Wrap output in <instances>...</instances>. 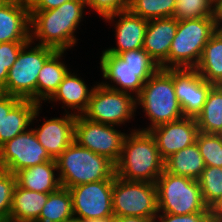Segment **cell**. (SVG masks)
<instances>
[{"label":"cell","instance_id":"obj_1","mask_svg":"<svg viewBox=\"0 0 222 222\" xmlns=\"http://www.w3.org/2000/svg\"><path fill=\"white\" fill-rule=\"evenodd\" d=\"M84 8V0H70L47 11H30V41L39 40L38 45L57 51L74 47V32L83 19Z\"/></svg>","mask_w":222,"mask_h":222},{"label":"cell","instance_id":"obj_2","mask_svg":"<svg viewBox=\"0 0 222 222\" xmlns=\"http://www.w3.org/2000/svg\"><path fill=\"white\" fill-rule=\"evenodd\" d=\"M163 171L164 160L154 137L149 131L132 129L125 136L115 175L127 181L156 183Z\"/></svg>","mask_w":222,"mask_h":222},{"label":"cell","instance_id":"obj_3","mask_svg":"<svg viewBox=\"0 0 222 222\" xmlns=\"http://www.w3.org/2000/svg\"><path fill=\"white\" fill-rule=\"evenodd\" d=\"M100 66L104 79H110L120 87L101 82L103 86L130 94L135 92V97L142 90L145 81L160 68L143 48L118 55L103 51Z\"/></svg>","mask_w":222,"mask_h":222},{"label":"cell","instance_id":"obj_4","mask_svg":"<svg viewBox=\"0 0 222 222\" xmlns=\"http://www.w3.org/2000/svg\"><path fill=\"white\" fill-rule=\"evenodd\" d=\"M61 187L114 180L115 164L73 141L56 159Z\"/></svg>","mask_w":222,"mask_h":222},{"label":"cell","instance_id":"obj_5","mask_svg":"<svg viewBox=\"0 0 222 222\" xmlns=\"http://www.w3.org/2000/svg\"><path fill=\"white\" fill-rule=\"evenodd\" d=\"M136 104L141 105L151 125L139 130L149 131L159 125L183 118V111L176 98L173 85V68H159L145 81Z\"/></svg>","mask_w":222,"mask_h":222},{"label":"cell","instance_id":"obj_6","mask_svg":"<svg viewBox=\"0 0 222 222\" xmlns=\"http://www.w3.org/2000/svg\"><path fill=\"white\" fill-rule=\"evenodd\" d=\"M155 184L158 213L175 215L210 213L203 201L198 180L173 175L164 170Z\"/></svg>","mask_w":222,"mask_h":222},{"label":"cell","instance_id":"obj_7","mask_svg":"<svg viewBox=\"0 0 222 222\" xmlns=\"http://www.w3.org/2000/svg\"><path fill=\"white\" fill-rule=\"evenodd\" d=\"M215 33L212 17L177 21L168 68H195L208 40Z\"/></svg>","mask_w":222,"mask_h":222},{"label":"cell","instance_id":"obj_8","mask_svg":"<svg viewBox=\"0 0 222 222\" xmlns=\"http://www.w3.org/2000/svg\"><path fill=\"white\" fill-rule=\"evenodd\" d=\"M30 45H32L31 41L20 50L17 60L8 71L7 81L0 92L19 97L22 100L36 102L39 71L57 50L38 44L34 47Z\"/></svg>","mask_w":222,"mask_h":222},{"label":"cell","instance_id":"obj_9","mask_svg":"<svg viewBox=\"0 0 222 222\" xmlns=\"http://www.w3.org/2000/svg\"><path fill=\"white\" fill-rule=\"evenodd\" d=\"M112 208L114 217H140L155 222L158 214L156 184L127 181L115 175Z\"/></svg>","mask_w":222,"mask_h":222},{"label":"cell","instance_id":"obj_10","mask_svg":"<svg viewBox=\"0 0 222 222\" xmlns=\"http://www.w3.org/2000/svg\"><path fill=\"white\" fill-rule=\"evenodd\" d=\"M136 108L134 95L99 83L94 86L88 106L82 116L97 123L120 126L134 117Z\"/></svg>","mask_w":222,"mask_h":222},{"label":"cell","instance_id":"obj_11","mask_svg":"<svg viewBox=\"0 0 222 222\" xmlns=\"http://www.w3.org/2000/svg\"><path fill=\"white\" fill-rule=\"evenodd\" d=\"M127 134L117 131L115 126L90 121L76 115L74 141L92 152L105 156L114 164L121 156Z\"/></svg>","mask_w":222,"mask_h":222},{"label":"cell","instance_id":"obj_12","mask_svg":"<svg viewBox=\"0 0 222 222\" xmlns=\"http://www.w3.org/2000/svg\"><path fill=\"white\" fill-rule=\"evenodd\" d=\"M114 180H101L69 188L74 218L80 220L113 216Z\"/></svg>","mask_w":222,"mask_h":222},{"label":"cell","instance_id":"obj_13","mask_svg":"<svg viewBox=\"0 0 222 222\" xmlns=\"http://www.w3.org/2000/svg\"><path fill=\"white\" fill-rule=\"evenodd\" d=\"M53 160L39 143L33 128L16 135L0 146V169L18 171Z\"/></svg>","mask_w":222,"mask_h":222},{"label":"cell","instance_id":"obj_14","mask_svg":"<svg viewBox=\"0 0 222 222\" xmlns=\"http://www.w3.org/2000/svg\"><path fill=\"white\" fill-rule=\"evenodd\" d=\"M173 85L183 116L193 118L202 111L214 86L204 80L195 68H173Z\"/></svg>","mask_w":222,"mask_h":222},{"label":"cell","instance_id":"obj_15","mask_svg":"<svg viewBox=\"0 0 222 222\" xmlns=\"http://www.w3.org/2000/svg\"><path fill=\"white\" fill-rule=\"evenodd\" d=\"M149 132L154 137L158 151L165 161L175 152L196 143L199 130L195 118L183 117L154 127Z\"/></svg>","mask_w":222,"mask_h":222},{"label":"cell","instance_id":"obj_16","mask_svg":"<svg viewBox=\"0 0 222 222\" xmlns=\"http://www.w3.org/2000/svg\"><path fill=\"white\" fill-rule=\"evenodd\" d=\"M70 112L66 111L67 114L61 118L46 119L39 128L33 129L52 159H56L74 141L76 112Z\"/></svg>","mask_w":222,"mask_h":222},{"label":"cell","instance_id":"obj_17","mask_svg":"<svg viewBox=\"0 0 222 222\" xmlns=\"http://www.w3.org/2000/svg\"><path fill=\"white\" fill-rule=\"evenodd\" d=\"M30 41L27 0H0V43Z\"/></svg>","mask_w":222,"mask_h":222},{"label":"cell","instance_id":"obj_18","mask_svg":"<svg viewBox=\"0 0 222 222\" xmlns=\"http://www.w3.org/2000/svg\"><path fill=\"white\" fill-rule=\"evenodd\" d=\"M177 31L174 17L148 20L143 49L162 69H168V56Z\"/></svg>","mask_w":222,"mask_h":222},{"label":"cell","instance_id":"obj_19","mask_svg":"<svg viewBox=\"0 0 222 222\" xmlns=\"http://www.w3.org/2000/svg\"><path fill=\"white\" fill-rule=\"evenodd\" d=\"M119 17L115 24L117 47L104 50L106 53L118 55L126 51L143 48L148 20L133 14L129 9L105 18L106 22ZM113 20V21H112Z\"/></svg>","mask_w":222,"mask_h":222},{"label":"cell","instance_id":"obj_20","mask_svg":"<svg viewBox=\"0 0 222 222\" xmlns=\"http://www.w3.org/2000/svg\"><path fill=\"white\" fill-rule=\"evenodd\" d=\"M55 171H57V163L53 159L18 171L15 174L16 183L27 190L52 193L61 187Z\"/></svg>","mask_w":222,"mask_h":222},{"label":"cell","instance_id":"obj_21","mask_svg":"<svg viewBox=\"0 0 222 222\" xmlns=\"http://www.w3.org/2000/svg\"><path fill=\"white\" fill-rule=\"evenodd\" d=\"M93 89L94 86L88 89L87 84L74 73L71 74L69 70L58 89L48 100L49 102L60 101L68 109L72 111L76 109L78 111V113H75L76 115H82L88 106Z\"/></svg>","mask_w":222,"mask_h":222},{"label":"cell","instance_id":"obj_22","mask_svg":"<svg viewBox=\"0 0 222 222\" xmlns=\"http://www.w3.org/2000/svg\"><path fill=\"white\" fill-rule=\"evenodd\" d=\"M49 193H40L20 187L13 190L10 222H36L48 200Z\"/></svg>","mask_w":222,"mask_h":222},{"label":"cell","instance_id":"obj_23","mask_svg":"<svg viewBox=\"0 0 222 222\" xmlns=\"http://www.w3.org/2000/svg\"><path fill=\"white\" fill-rule=\"evenodd\" d=\"M42 105L31 100H21L4 117L0 125V146L12 140L16 135L28 130L39 115Z\"/></svg>","mask_w":222,"mask_h":222},{"label":"cell","instance_id":"obj_24","mask_svg":"<svg viewBox=\"0 0 222 222\" xmlns=\"http://www.w3.org/2000/svg\"><path fill=\"white\" fill-rule=\"evenodd\" d=\"M65 51H56L39 71L36 84V102L42 105V101L48 100L63 81L68 72L67 65L61 58Z\"/></svg>","mask_w":222,"mask_h":222},{"label":"cell","instance_id":"obj_25","mask_svg":"<svg viewBox=\"0 0 222 222\" xmlns=\"http://www.w3.org/2000/svg\"><path fill=\"white\" fill-rule=\"evenodd\" d=\"M206 165L197 143L186 147L164 161V170L178 176L198 180Z\"/></svg>","mask_w":222,"mask_h":222},{"label":"cell","instance_id":"obj_26","mask_svg":"<svg viewBox=\"0 0 222 222\" xmlns=\"http://www.w3.org/2000/svg\"><path fill=\"white\" fill-rule=\"evenodd\" d=\"M195 69L207 82L222 85V33L211 36Z\"/></svg>","mask_w":222,"mask_h":222},{"label":"cell","instance_id":"obj_27","mask_svg":"<svg viewBox=\"0 0 222 222\" xmlns=\"http://www.w3.org/2000/svg\"><path fill=\"white\" fill-rule=\"evenodd\" d=\"M199 132H222V85H214L207 95L202 111L196 116Z\"/></svg>","mask_w":222,"mask_h":222},{"label":"cell","instance_id":"obj_28","mask_svg":"<svg viewBox=\"0 0 222 222\" xmlns=\"http://www.w3.org/2000/svg\"><path fill=\"white\" fill-rule=\"evenodd\" d=\"M74 218L72 196L68 188L60 187L49 193L36 222H63Z\"/></svg>","mask_w":222,"mask_h":222},{"label":"cell","instance_id":"obj_29","mask_svg":"<svg viewBox=\"0 0 222 222\" xmlns=\"http://www.w3.org/2000/svg\"><path fill=\"white\" fill-rule=\"evenodd\" d=\"M176 0H129V10L144 19L173 17Z\"/></svg>","mask_w":222,"mask_h":222},{"label":"cell","instance_id":"obj_30","mask_svg":"<svg viewBox=\"0 0 222 222\" xmlns=\"http://www.w3.org/2000/svg\"><path fill=\"white\" fill-rule=\"evenodd\" d=\"M198 182L203 201L209 208L222 196V167L206 166Z\"/></svg>","mask_w":222,"mask_h":222},{"label":"cell","instance_id":"obj_31","mask_svg":"<svg viewBox=\"0 0 222 222\" xmlns=\"http://www.w3.org/2000/svg\"><path fill=\"white\" fill-rule=\"evenodd\" d=\"M196 143L206 166L222 167V136L198 132Z\"/></svg>","mask_w":222,"mask_h":222},{"label":"cell","instance_id":"obj_32","mask_svg":"<svg viewBox=\"0 0 222 222\" xmlns=\"http://www.w3.org/2000/svg\"><path fill=\"white\" fill-rule=\"evenodd\" d=\"M213 0H176L173 17L177 21L211 17Z\"/></svg>","mask_w":222,"mask_h":222},{"label":"cell","instance_id":"obj_33","mask_svg":"<svg viewBox=\"0 0 222 222\" xmlns=\"http://www.w3.org/2000/svg\"><path fill=\"white\" fill-rule=\"evenodd\" d=\"M16 185V175L0 169V222H10L13 190Z\"/></svg>","mask_w":222,"mask_h":222},{"label":"cell","instance_id":"obj_34","mask_svg":"<svg viewBox=\"0 0 222 222\" xmlns=\"http://www.w3.org/2000/svg\"><path fill=\"white\" fill-rule=\"evenodd\" d=\"M29 41H13L0 43V89L7 81L8 71L17 60L20 50Z\"/></svg>","mask_w":222,"mask_h":222},{"label":"cell","instance_id":"obj_35","mask_svg":"<svg viewBox=\"0 0 222 222\" xmlns=\"http://www.w3.org/2000/svg\"><path fill=\"white\" fill-rule=\"evenodd\" d=\"M86 6L95 10L103 19L129 8V0H84Z\"/></svg>","mask_w":222,"mask_h":222},{"label":"cell","instance_id":"obj_36","mask_svg":"<svg viewBox=\"0 0 222 222\" xmlns=\"http://www.w3.org/2000/svg\"><path fill=\"white\" fill-rule=\"evenodd\" d=\"M159 217V218H158ZM159 222H212L210 213H192L187 215L157 214ZM155 222H158L155 221Z\"/></svg>","mask_w":222,"mask_h":222},{"label":"cell","instance_id":"obj_37","mask_svg":"<svg viewBox=\"0 0 222 222\" xmlns=\"http://www.w3.org/2000/svg\"><path fill=\"white\" fill-rule=\"evenodd\" d=\"M19 97L0 92V125L7 114L21 101Z\"/></svg>","mask_w":222,"mask_h":222},{"label":"cell","instance_id":"obj_38","mask_svg":"<svg viewBox=\"0 0 222 222\" xmlns=\"http://www.w3.org/2000/svg\"><path fill=\"white\" fill-rule=\"evenodd\" d=\"M70 0H27L30 11H47Z\"/></svg>","mask_w":222,"mask_h":222},{"label":"cell","instance_id":"obj_39","mask_svg":"<svg viewBox=\"0 0 222 222\" xmlns=\"http://www.w3.org/2000/svg\"><path fill=\"white\" fill-rule=\"evenodd\" d=\"M212 20L215 32L222 33V0H213Z\"/></svg>","mask_w":222,"mask_h":222},{"label":"cell","instance_id":"obj_40","mask_svg":"<svg viewBox=\"0 0 222 222\" xmlns=\"http://www.w3.org/2000/svg\"><path fill=\"white\" fill-rule=\"evenodd\" d=\"M212 222H222V196L209 207Z\"/></svg>","mask_w":222,"mask_h":222},{"label":"cell","instance_id":"obj_41","mask_svg":"<svg viewBox=\"0 0 222 222\" xmlns=\"http://www.w3.org/2000/svg\"><path fill=\"white\" fill-rule=\"evenodd\" d=\"M113 222H153V221L140 217L123 216V217H114Z\"/></svg>","mask_w":222,"mask_h":222},{"label":"cell","instance_id":"obj_42","mask_svg":"<svg viewBox=\"0 0 222 222\" xmlns=\"http://www.w3.org/2000/svg\"><path fill=\"white\" fill-rule=\"evenodd\" d=\"M114 216L80 220L79 222H113Z\"/></svg>","mask_w":222,"mask_h":222},{"label":"cell","instance_id":"obj_43","mask_svg":"<svg viewBox=\"0 0 222 222\" xmlns=\"http://www.w3.org/2000/svg\"><path fill=\"white\" fill-rule=\"evenodd\" d=\"M63 222H79V220L75 219V218H71V219H69L67 221H63Z\"/></svg>","mask_w":222,"mask_h":222}]
</instances>
